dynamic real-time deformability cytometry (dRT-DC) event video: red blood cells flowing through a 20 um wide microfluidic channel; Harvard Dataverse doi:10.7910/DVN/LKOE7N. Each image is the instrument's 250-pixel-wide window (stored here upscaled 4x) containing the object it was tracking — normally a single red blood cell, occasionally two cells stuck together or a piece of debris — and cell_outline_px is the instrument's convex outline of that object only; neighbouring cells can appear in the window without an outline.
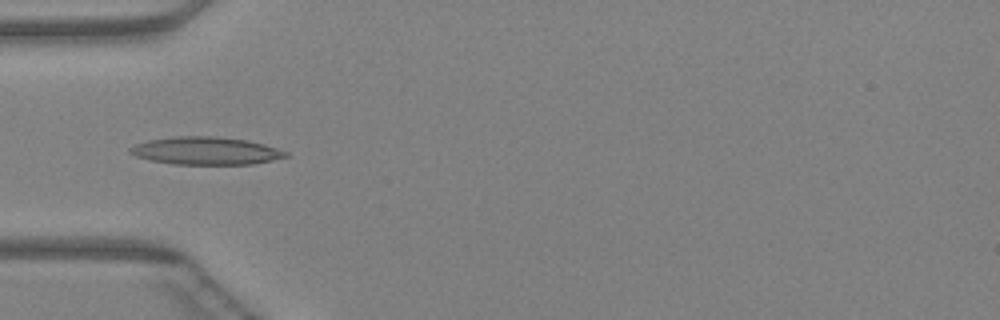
{"species": "Egyptian fruit bat (a non-hibernating species)", "species_latin": "Rousettus aegyptiacus", "temperature_condition": "warm", "stored_images_in_passage": 46, "camera_frame_rate_fps": 3000, "um_per_image_px": 0.085, "animal": {"sex": "female"}, "frame": {"image": 1, "passage_image": 15, "time_ms": 4.667, "image_size_px": [1000, 320], "cell_outline_px": [[288, 156], [272, 160], [252, 164], [172, 164], [148, 160], [136, 156], [128, 152], [128, 148], [136, 144], [148, 140], [172, 136], [216, 136], [248, 140], [264, 144], [288, 152]], "centroid_in_image_um": [17.46, 12.81], "position_along_channel_um": 67.5, "area_um2": 25.26}}
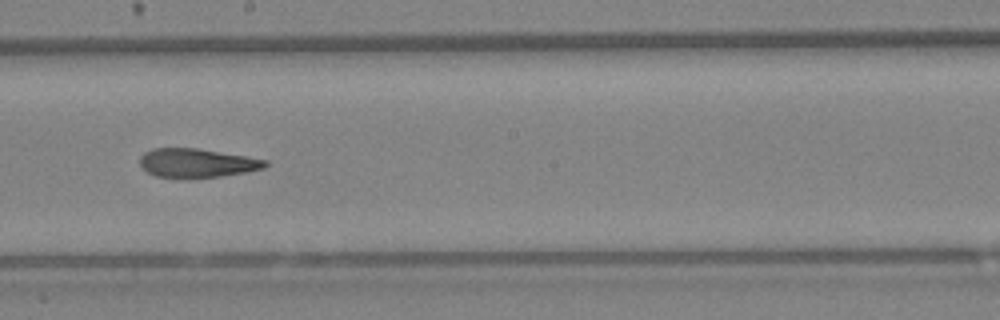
{"frame": {"image": 2, "passage_image": 26, "time_ms": 8.333, "image_size_px": [1000, 320], "cell_outline_px": [[268, 164], [264, 168], [244, 172], [220, 176], [156, 176], [148, 172], [140, 164], [140, 156], [144, 152], [152, 148], [196, 148], [268, 160]], "centroid_in_image_um": [16.73, 13.82], "position_along_channel_um": 231.5, "area_um2": 20.4}}
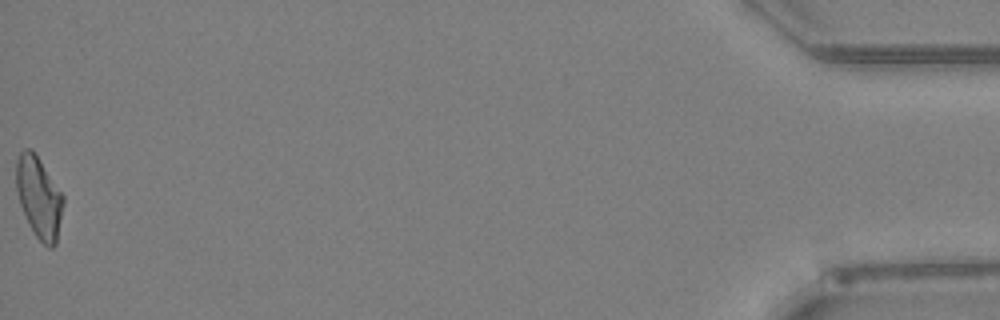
{"frame": {"image": 3, "passage_image": 46, "time_ms": 15.0, "image_size_px": [1000, 320], "cell_outline_px": [[64, 204], [56, 244], [52, 248], [48, 248], [36, 236], [20, 204], [16, 188], [16, 160], [20, 152], [24, 148], [32, 148], [64, 196]], "centroid_in_image_um": [3.32, 16.75], "position_along_channel_um": 431.9, "area_um2": 22.14}}